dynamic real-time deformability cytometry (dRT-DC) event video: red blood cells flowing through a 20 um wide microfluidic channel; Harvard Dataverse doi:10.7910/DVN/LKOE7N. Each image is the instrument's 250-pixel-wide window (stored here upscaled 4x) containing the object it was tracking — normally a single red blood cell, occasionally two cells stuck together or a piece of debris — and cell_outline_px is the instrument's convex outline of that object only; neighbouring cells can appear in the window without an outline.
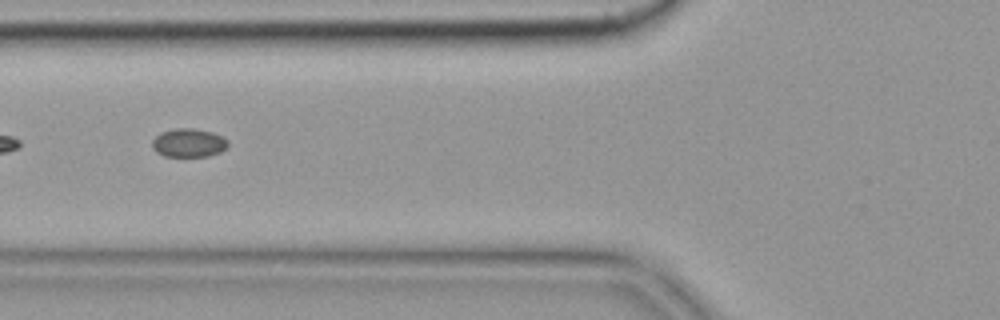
{"species": "common noctule bat (a hibernating species)", "species_latin": "Nyctalus noctula", "temperature_condition": "cold", "stored_images_in_passage": 9, "camera_frame_rate_fps": 3000, "um_per_image_px": 0.085, "animal": {"sex": "female", "body_mass_g": 19.9}, "frame": {"image": 1, "passage_image": 6, "time_ms": 1.667, "image_size_px": [1000, 320], "cell_outline_px": [[228, 144], [220, 152], [208, 156], [164, 156], [156, 152], [152, 148], [152, 140], [160, 132], [176, 128], [192, 128], [212, 132], [228, 140]], "centroid_in_image_um": [16.0, 12.14], "position_along_channel_um": 109.8, "area_um2": 12.54}}